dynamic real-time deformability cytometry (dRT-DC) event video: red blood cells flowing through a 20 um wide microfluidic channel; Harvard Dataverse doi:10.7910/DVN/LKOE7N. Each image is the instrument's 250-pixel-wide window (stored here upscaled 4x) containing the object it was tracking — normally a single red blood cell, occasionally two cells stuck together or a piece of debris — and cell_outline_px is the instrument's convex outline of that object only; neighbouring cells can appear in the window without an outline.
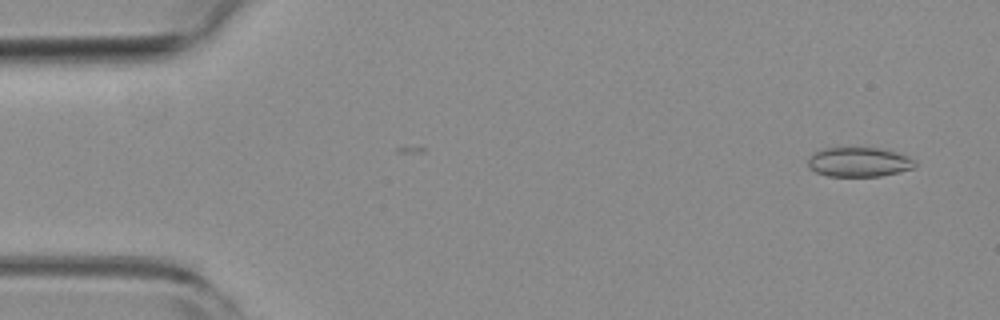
{"species": "common noctule bat (a hibernating species)", "species_latin": "Nyctalus noctula", "temperature_condition": "room temperature", "stored_images_in_passage": 54, "camera_frame_rate_fps": 3000, "um_per_image_px": 0.085, "animal": {"sex": "female", "body_mass_g": 19.3, "forearm_length_mm": 54.1}, "frame": {"image": 1, "passage_image": 2, "time_ms": 0.333, "image_size_px": [1000, 320], "cell_outline_px": [[916, 164], [912, 168], [880, 176], [828, 176], [816, 172], [808, 168], [808, 160], [816, 152], [824, 148], [880, 148], [896, 152], [908, 156], [916, 160]], "centroid_in_image_um": [73.01, 13.77], "position_along_channel_um": 12.0, "area_um2": 18.21}}
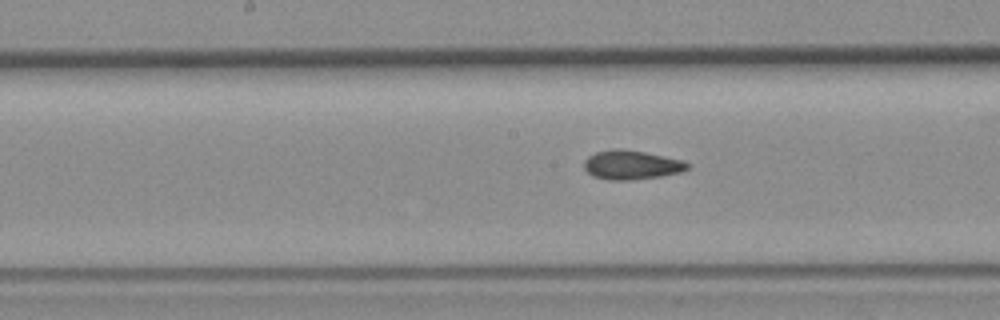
{"frame": {"image": 2, "passage_image": 26, "time_ms": 8.333, "image_size_px": [1000, 320], "cell_outline_px": [[688, 168], [684, 172], [660, 176], [628, 180], [608, 180], [592, 176], [584, 168], [584, 160], [588, 156], [596, 152], [612, 148], [620, 148], [644, 152], [684, 160], [688, 164]], "centroid_in_image_um": [53.66, 14.01], "position_along_channel_um": 194.5, "area_um2": 17.63}}
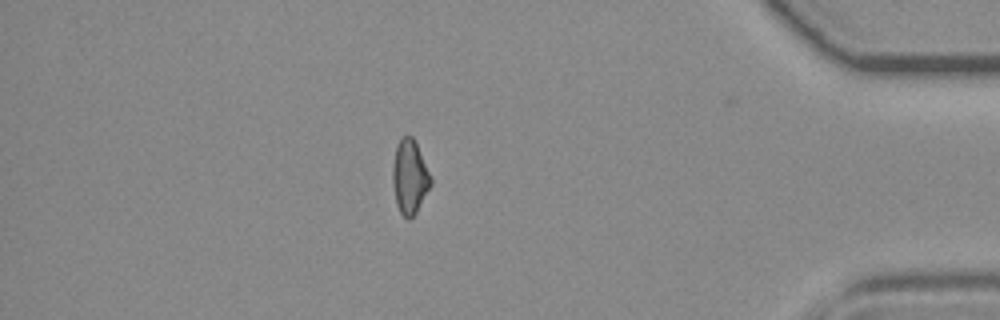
{"frame": {"image": 3, "passage_image": 46, "time_ms": 15.0, "image_size_px": [1000, 320], "cell_outline_px": [[432, 184], [416, 212], [408, 220], [400, 212], [396, 204], [392, 180], [392, 164], [396, 144], [404, 136], [412, 136], [416, 140], [432, 176]], "centroid_in_image_um": [34.83, 14.99], "position_along_channel_um": 400.4, "area_um2": 16.76}, "authors_computed_cell_mechanics": {"area_um2": 17.1088, "velocity_mm_per_s": 3.7423, "shape_relaxation_time_tau1_ms": 8.2928, "shape_relaxation_time_tau2_ms": 2.7168, "deformation_change_tau1": 0.1424, "deformation_change_tau2": 0.0782}}